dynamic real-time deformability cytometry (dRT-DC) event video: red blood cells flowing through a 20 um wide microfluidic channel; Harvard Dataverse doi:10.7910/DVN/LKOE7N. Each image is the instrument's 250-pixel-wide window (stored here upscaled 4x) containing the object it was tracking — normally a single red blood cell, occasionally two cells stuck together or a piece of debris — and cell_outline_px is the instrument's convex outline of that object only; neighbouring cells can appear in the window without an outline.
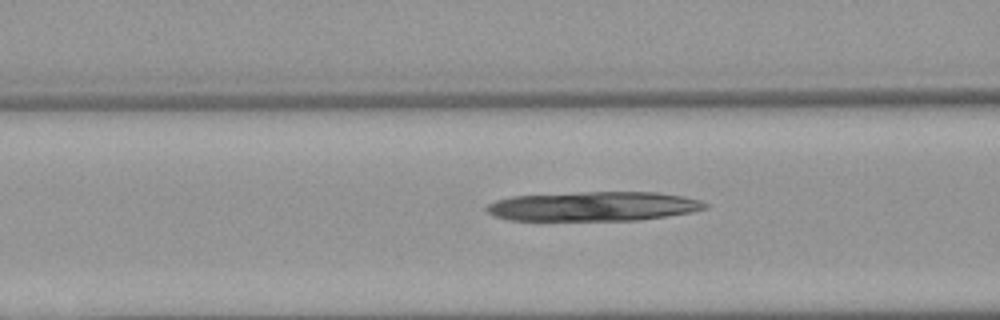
{"species": "Egyptian fruit bat (a non-hibernating species)", "species_latin": "Rousettus aegyptiacus", "temperature_condition": "warm", "stored_images_in_passage": 4, "camera_frame_rate_fps": 3000, "um_per_image_px": 0.085, "animal": {"sex": "female"}, "frame": {"image": 1, "passage_image": 4, "time_ms": 4.333, "image_size_px": [1000, 320], "cell_outline_px": [[708, 208], [692, 212], [636, 220], [508, 220], [492, 216], [484, 208], [488, 204], [496, 200], [512, 196], [580, 192], [656, 192], [684, 196], [700, 200], [708, 204]], "centroid_in_image_um": [50.42, 17.53], "position_along_channel_um": 116.2, "area_um2": 37.51}}